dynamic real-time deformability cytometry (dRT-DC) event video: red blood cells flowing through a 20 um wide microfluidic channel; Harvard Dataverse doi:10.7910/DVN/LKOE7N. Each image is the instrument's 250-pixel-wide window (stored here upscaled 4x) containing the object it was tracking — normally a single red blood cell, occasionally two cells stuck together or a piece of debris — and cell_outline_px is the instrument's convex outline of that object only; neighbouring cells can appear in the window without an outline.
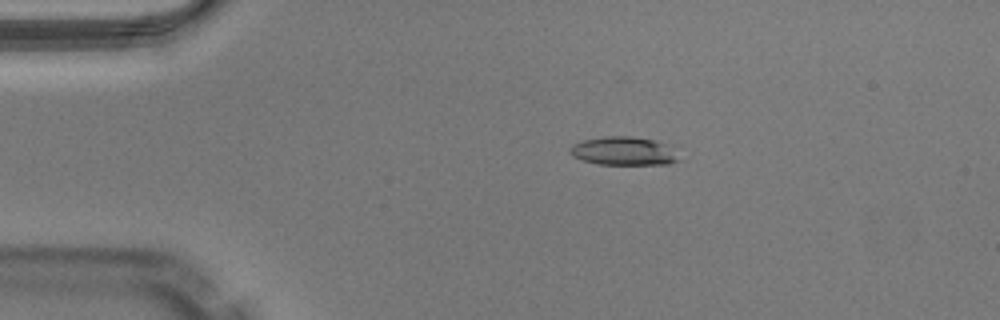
{"species": "Egyptian fruit bat (a non-hibernating species)", "species_latin": "Rousettus aegyptiacus", "temperature_condition": "warm", "stored_images_in_passage": 48, "camera_frame_rate_fps": 3000, "um_per_image_px": 0.085, "animal": {"sex": "male"}, "frame": {"image": 1, "passage_image": 8, "time_ms": 2.333, "image_size_px": [1000, 320], "cell_outline_px": [[676, 160], [668, 164], [600, 164], [584, 160], [572, 156], [572, 144], [584, 140], [604, 136], [632, 136], [652, 140], [664, 144]], "centroid_in_image_um": [52.9, 12.83], "position_along_channel_um": 32.1, "area_um2": 17.17}}
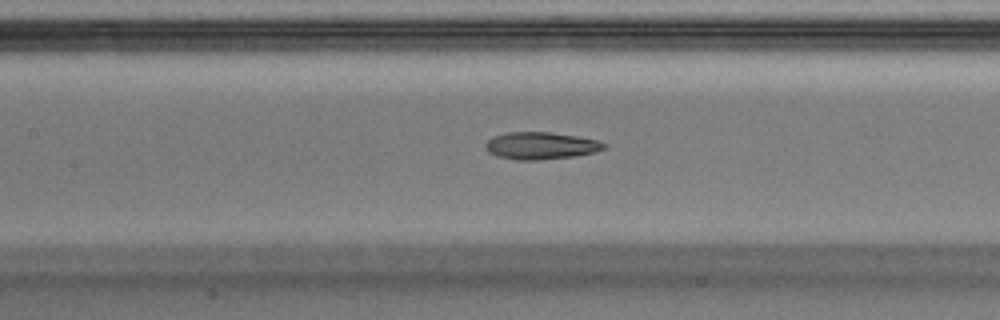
{"frame": {"image": 2, "passage_image": 21, "time_ms": 6.667, "image_size_px": [1000, 320], "cell_outline_px": [[608, 144], [604, 148], [592, 152], [576, 156], [536, 160], [516, 160], [496, 156], [488, 152], [484, 148], [484, 144], [492, 136], [508, 132], [548, 132], [576, 136], [596, 140]], "centroid_in_image_um": [45.9, 12.38], "position_along_channel_um": 161.5, "area_um2": 18.79}}
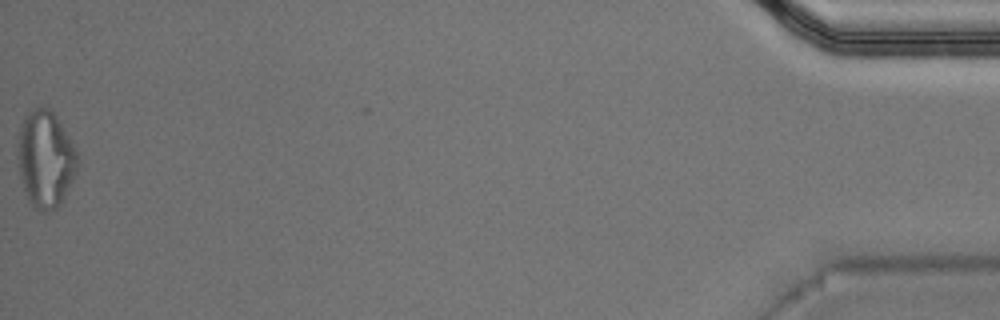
{"frame": {"image": 3, "passage_image": 48, "time_ms": 15.667, "image_size_px": [1000, 320], "cell_outline_px": [[80, 160], [76, 172], [60, 204], [56, 208], [48, 212], [44, 212], [36, 208], [32, 204], [24, 188], [20, 176], [16, 156], [16, 148], [20, 124], [28, 112], [36, 108], [48, 108], [56, 116], [76, 148]], "centroid_in_image_um": [3.86, 13.5], "position_along_channel_um": 431.3, "area_um2": 33.76}, "authors_computed_cell_mechanics": {"area_um2": 18.9584, "velocity_mm_per_s": 4.0766, "shape_relaxation_time_tau1_ms": null, "shape_relaxation_time_tau2_ms": 3.7519, "deformation_change_tau1": null, "deformation_change_tau2": 0.117}}